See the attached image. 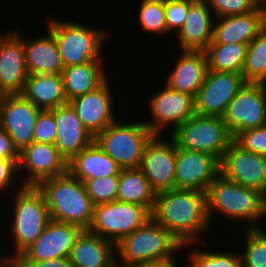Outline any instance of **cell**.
Instances as JSON below:
<instances>
[{
	"label": "cell",
	"instance_id": "obj_1",
	"mask_svg": "<svg viewBox=\"0 0 266 267\" xmlns=\"http://www.w3.org/2000/svg\"><path fill=\"white\" fill-rule=\"evenodd\" d=\"M151 214L183 244V252L188 247L199 246L205 240H201L202 236H208L206 234L212 230L205 192L179 188L158 192Z\"/></svg>",
	"mask_w": 266,
	"mask_h": 267
},
{
	"label": "cell",
	"instance_id": "obj_2",
	"mask_svg": "<svg viewBox=\"0 0 266 267\" xmlns=\"http://www.w3.org/2000/svg\"><path fill=\"white\" fill-rule=\"evenodd\" d=\"M11 197V198H10ZM14 197V198H13ZM11 201H7L9 212H11L8 238L11 241H6L4 244L11 245L12 250L10 255L7 253L1 254L3 260L10 265L29 245H31L43 232L45 226L51 220L48 207L42 192L37 186H22L20 189L12 193L9 197ZM14 246V247H13ZM14 248V249H13Z\"/></svg>",
	"mask_w": 266,
	"mask_h": 267
},
{
	"label": "cell",
	"instance_id": "obj_3",
	"mask_svg": "<svg viewBox=\"0 0 266 267\" xmlns=\"http://www.w3.org/2000/svg\"><path fill=\"white\" fill-rule=\"evenodd\" d=\"M207 215L211 220L219 213L228 221L245 224L246 229L262 228L259 219H266V197L219 174L206 191ZM212 222V223H211Z\"/></svg>",
	"mask_w": 266,
	"mask_h": 267
},
{
	"label": "cell",
	"instance_id": "obj_4",
	"mask_svg": "<svg viewBox=\"0 0 266 267\" xmlns=\"http://www.w3.org/2000/svg\"><path fill=\"white\" fill-rule=\"evenodd\" d=\"M182 243L153 218L115 244L117 267H141L172 259ZM176 255V256H175Z\"/></svg>",
	"mask_w": 266,
	"mask_h": 267
},
{
	"label": "cell",
	"instance_id": "obj_5",
	"mask_svg": "<svg viewBox=\"0 0 266 267\" xmlns=\"http://www.w3.org/2000/svg\"><path fill=\"white\" fill-rule=\"evenodd\" d=\"M37 188L44 195L50 218L88 230L94 215V203L84 183L69 171L41 181Z\"/></svg>",
	"mask_w": 266,
	"mask_h": 267
},
{
	"label": "cell",
	"instance_id": "obj_6",
	"mask_svg": "<svg viewBox=\"0 0 266 267\" xmlns=\"http://www.w3.org/2000/svg\"><path fill=\"white\" fill-rule=\"evenodd\" d=\"M47 29L54 35L64 67L104 61L102 51L110 31L88 27L76 21L47 18ZM104 44V45H103ZM103 58V59H102Z\"/></svg>",
	"mask_w": 266,
	"mask_h": 267
},
{
	"label": "cell",
	"instance_id": "obj_7",
	"mask_svg": "<svg viewBox=\"0 0 266 267\" xmlns=\"http://www.w3.org/2000/svg\"><path fill=\"white\" fill-rule=\"evenodd\" d=\"M124 121L118 119L110 124L94 141L121 169L139 168L144 148L154 134L143 119L142 122Z\"/></svg>",
	"mask_w": 266,
	"mask_h": 267
},
{
	"label": "cell",
	"instance_id": "obj_8",
	"mask_svg": "<svg viewBox=\"0 0 266 267\" xmlns=\"http://www.w3.org/2000/svg\"><path fill=\"white\" fill-rule=\"evenodd\" d=\"M168 136L177 148L207 153L221 160L233 141L221 117L194 114Z\"/></svg>",
	"mask_w": 266,
	"mask_h": 267
},
{
	"label": "cell",
	"instance_id": "obj_9",
	"mask_svg": "<svg viewBox=\"0 0 266 267\" xmlns=\"http://www.w3.org/2000/svg\"><path fill=\"white\" fill-rule=\"evenodd\" d=\"M152 218L143 206L114 201L95 205L90 232L117 243Z\"/></svg>",
	"mask_w": 266,
	"mask_h": 267
},
{
	"label": "cell",
	"instance_id": "obj_10",
	"mask_svg": "<svg viewBox=\"0 0 266 267\" xmlns=\"http://www.w3.org/2000/svg\"><path fill=\"white\" fill-rule=\"evenodd\" d=\"M222 119L233 139L242 131L266 125V84L246 82Z\"/></svg>",
	"mask_w": 266,
	"mask_h": 267
},
{
	"label": "cell",
	"instance_id": "obj_11",
	"mask_svg": "<svg viewBox=\"0 0 266 267\" xmlns=\"http://www.w3.org/2000/svg\"><path fill=\"white\" fill-rule=\"evenodd\" d=\"M163 85L164 87L150 95L149 101L147 100L150 111L148 116L152 118L143 122L154 135L165 136L167 128L172 132L195 114V103L192 96Z\"/></svg>",
	"mask_w": 266,
	"mask_h": 267
},
{
	"label": "cell",
	"instance_id": "obj_12",
	"mask_svg": "<svg viewBox=\"0 0 266 267\" xmlns=\"http://www.w3.org/2000/svg\"><path fill=\"white\" fill-rule=\"evenodd\" d=\"M163 136L154 135L150 139L139 165V169L156 193L175 188L177 147L167 133L165 138Z\"/></svg>",
	"mask_w": 266,
	"mask_h": 267
},
{
	"label": "cell",
	"instance_id": "obj_13",
	"mask_svg": "<svg viewBox=\"0 0 266 267\" xmlns=\"http://www.w3.org/2000/svg\"><path fill=\"white\" fill-rule=\"evenodd\" d=\"M83 231L77 225L50 220L41 235L12 263H35L69 258L76 238Z\"/></svg>",
	"mask_w": 266,
	"mask_h": 267
},
{
	"label": "cell",
	"instance_id": "obj_14",
	"mask_svg": "<svg viewBox=\"0 0 266 267\" xmlns=\"http://www.w3.org/2000/svg\"><path fill=\"white\" fill-rule=\"evenodd\" d=\"M40 108L22 94L0 95V128L20 153L34 142V127Z\"/></svg>",
	"mask_w": 266,
	"mask_h": 267
},
{
	"label": "cell",
	"instance_id": "obj_15",
	"mask_svg": "<svg viewBox=\"0 0 266 267\" xmlns=\"http://www.w3.org/2000/svg\"><path fill=\"white\" fill-rule=\"evenodd\" d=\"M245 83L241 73L208 70L194 99L195 114L222 118L229 102Z\"/></svg>",
	"mask_w": 266,
	"mask_h": 267
},
{
	"label": "cell",
	"instance_id": "obj_16",
	"mask_svg": "<svg viewBox=\"0 0 266 267\" xmlns=\"http://www.w3.org/2000/svg\"><path fill=\"white\" fill-rule=\"evenodd\" d=\"M67 172L68 162L55 145L33 142L19 153L18 175L23 186H37Z\"/></svg>",
	"mask_w": 266,
	"mask_h": 267
},
{
	"label": "cell",
	"instance_id": "obj_17",
	"mask_svg": "<svg viewBox=\"0 0 266 267\" xmlns=\"http://www.w3.org/2000/svg\"><path fill=\"white\" fill-rule=\"evenodd\" d=\"M220 174L266 197V157L244 150L234 140L220 160Z\"/></svg>",
	"mask_w": 266,
	"mask_h": 267
},
{
	"label": "cell",
	"instance_id": "obj_18",
	"mask_svg": "<svg viewBox=\"0 0 266 267\" xmlns=\"http://www.w3.org/2000/svg\"><path fill=\"white\" fill-rule=\"evenodd\" d=\"M28 70L21 32L14 29L0 33V95L21 94Z\"/></svg>",
	"mask_w": 266,
	"mask_h": 267
},
{
	"label": "cell",
	"instance_id": "obj_19",
	"mask_svg": "<svg viewBox=\"0 0 266 267\" xmlns=\"http://www.w3.org/2000/svg\"><path fill=\"white\" fill-rule=\"evenodd\" d=\"M109 81L107 78L95 90L68 102L82 121L83 126L94 137L118 120L114 110L115 100L112 96L114 94Z\"/></svg>",
	"mask_w": 266,
	"mask_h": 267
},
{
	"label": "cell",
	"instance_id": "obj_20",
	"mask_svg": "<svg viewBox=\"0 0 266 267\" xmlns=\"http://www.w3.org/2000/svg\"><path fill=\"white\" fill-rule=\"evenodd\" d=\"M175 188L205 192L220 174V160L207 153L177 148Z\"/></svg>",
	"mask_w": 266,
	"mask_h": 267
},
{
	"label": "cell",
	"instance_id": "obj_21",
	"mask_svg": "<svg viewBox=\"0 0 266 267\" xmlns=\"http://www.w3.org/2000/svg\"><path fill=\"white\" fill-rule=\"evenodd\" d=\"M265 26L266 12L257 8L245 14L215 17L210 43L248 45Z\"/></svg>",
	"mask_w": 266,
	"mask_h": 267
},
{
	"label": "cell",
	"instance_id": "obj_22",
	"mask_svg": "<svg viewBox=\"0 0 266 267\" xmlns=\"http://www.w3.org/2000/svg\"><path fill=\"white\" fill-rule=\"evenodd\" d=\"M57 125L55 147L69 163L94 142V136L83 126L73 107L67 103L53 109Z\"/></svg>",
	"mask_w": 266,
	"mask_h": 267
},
{
	"label": "cell",
	"instance_id": "obj_23",
	"mask_svg": "<svg viewBox=\"0 0 266 267\" xmlns=\"http://www.w3.org/2000/svg\"><path fill=\"white\" fill-rule=\"evenodd\" d=\"M214 15L206 0H193L186 20L177 33L181 50L203 51L212 41Z\"/></svg>",
	"mask_w": 266,
	"mask_h": 267
},
{
	"label": "cell",
	"instance_id": "obj_24",
	"mask_svg": "<svg viewBox=\"0 0 266 267\" xmlns=\"http://www.w3.org/2000/svg\"><path fill=\"white\" fill-rule=\"evenodd\" d=\"M175 67L165 79L170 89L188 94L194 99L202 86L207 71V59L204 51L181 50Z\"/></svg>",
	"mask_w": 266,
	"mask_h": 267
},
{
	"label": "cell",
	"instance_id": "obj_25",
	"mask_svg": "<svg viewBox=\"0 0 266 267\" xmlns=\"http://www.w3.org/2000/svg\"><path fill=\"white\" fill-rule=\"evenodd\" d=\"M69 261L72 267H117L115 243L83 230L75 240Z\"/></svg>",
	"mask_w": 266,
	"mask_h": 267
},
{
	"label": "cell",
	"instance_id": "obj_26",
	"mask_svg": "<svg viewBox=\"0 0 266 267\" xmlns=\"http://www.w3.org/2000/svg\"><path fill=\"white\" fill-rule=\"evenodd\" d=\"M47 34L24 38V54L28 74L61 75L64 65L54 35L46 28Z\"/></svg>",
	"mask_w": 266,
	"mask_h": 267
},
{
	"label": "cell",
	"instance_id": "obj_27",
	"mask_svg": "<svg viewBox=\"0 0 266 267\" xmlns=\"http://www.w3.org/2000/svg\"><path fill=\"white\" fill-rule=\"evenodd\" d=\"M121 168L95 141L78 153L69 163L68 171L81 182L119 175Z\"/></svg>",
	"mask_w": 266,
	"mask_h": 267
},
{
	"label": "cell",
	"instance_id": "obj_28",
	"mask_svg": "<svg viewBox=\"0 0 266 267\" xmlns=\"http://www.w3.org/2000/svg\"><path fill=\"white\" fill-rule=\"evenodd\" d=\"M21 94L41 110L68 103L62 77L56 74H29Z\"/></svg>",
	"mask_w": 266,
	"mask_h": 267
},
{
	"label": "cell",
	"instance_id": "obj_29",
	"mask_svg": "<svg viewBox=\"0 0 266 267\" xmlns=\"http://www.w3.org/2000/svg\"><path fill=\"white\" fill-rule=\"evenodd\" d=\"M103 61L64 67L61 77L67 101L95 90L109 76Z\"/></svg>",
	"mask_w": 266,
	"mask_h": 267
},
{
	"label": "cell",
	"instance_id": "obj_30",
	"mask_svg": "<svg viewBox=\"0 0 266 267\" xmlns=\"http://www.w3.org/2000/svg\"><path fill=\"white\" fill-rule=\"evenodd\" d=\"M155 198L156 192L139 168L120 170L117 201L146 207L152 213Z\"/></svg>",
	"mask_w": 266,
	"mask_h": 267
},
{
	"label": "cell",
	"instance_id": "obj_31",
	"mask_svg": "<svg viewBox=\"0 0 266 267\" xmlns=\"http://www.w3.org/2000/svg\"><path fill=\"white\" fill-rule=\"evenodd\" d=\"M248 45L209 43L203 50L208 70L242 73Z\"/></svg>",
	"mask_w": 266,
	"mask_h": 267
},
{
	"label": "cell",
	"instance_id": "obj_32",
	"mask_svg": "<svg viewBox=\"0 0 266 267\" xmlns=\"http://www.w3.org/2000/svg\"><path fill=\"white\" fill-rule=\"evenodd\" d=\"M241 74L246 82L266 84V26L248 44Z\"/></svg>",
	"mask_w": 266,
	"mask_h": 267
},
{
	"label": "cell",
	"instance_id": "obj_33",
	"mask_svg": "<svg viewBox=\"0 0 266 267\" xmlns=\"http://www.w3.org/2000/svg\"><path fill=\"white\" fill-rule=\"evenodd\" d=\"M137 20L141 30L156 36L167 35L165 0H141Z\"/></svg>",
	"mask_w": 266,
	"mask_h": 267
},
{
	"label": "cell",
	"instance_id": "obj_34",
	"mask_svg": "<svg viewBox=\"0 0 266 267\" xmlns=\"http://www.w3.org/2000/svg\"><path fill=\"white\" fill-rule=\"evenodd\" d=\"M243 231L246 241L240 253L242 267H266V229L244 228Z\"/></svg>",
	"mask_w": 266,
	"mask_h": 267
},
{
	"label": "cell",
	"instance_id": "obj_35",
	"mask_svg": "<svg viewBox=\"0 0 266 267\" xmlns=\"http://www.w3.org/2000/svg\"><path fill=\"white\" fill-rule=\"evenodd\" d=\"M204 246L203 250L200 248L193 249L190 253H187L185 259L189 260L188 267H242V260L239 252H230L223 250L209 251ZM189 255V256H188Z\"/></svg>",
	"mask_w": 266,
	"mask_h": 267
},
{
	"label": "cell",
	"instance_id": "obj_36",
	"mask_svg": "<svg viewBox=\"0 0 266 267\" xmlns=\"http://www.w3.org/2000/svg\"><path fill=\"white\" fill-rule=\"evenodd\" d=\"M119 175L99 179H89L84 182L87 194L94 205L116 201Z\"/></svg>",
	"mask_w": 266,
	"mask_h": 267
},
{
	"label": "cell",
	"instance_id": "obj_37",
	"mask_svg": "<svg viewBox=\"0 0 266 267\" xmlns=\"http://www.w3.org/2000/svg\"><path fill=\"white\" fill-rule=\"evenodd\" d=\"M57 125L51 110H40L34 127V142L55 144Z\"/></svg>",
	"mask_w": 266,
	"mask_h": 267
},
{
	"label": "cell",
	"instance_id": "obj_38",
	"mask_svg": "<svg viewBox=\"0 0 266 267\" xmlns=\"http://www.w3.org/2000/svg\"><path fill=\"white\" fill-rule=\"evenodd\" d=\"M18 162L19 160H6L0 158V197H3L0 199L1 201L3 200V204H6L4 203V195H6L7 198L11 195V193H14L23 186L22 184H20V180H18ZM5 191L7 193H5Z\"/></svg>",
	"mask_w": 266,
	"mask_h": 267
},
{
	"label": "cell",
	"instance_id": "obj_39",
	"mask_svg": "<svg viewBox=\"0 0 266 267\" xmlns=\"http://www.w3.org/2000/svg\"><path fill=\"white\" fill-rule=\"evenodd\" d=\"M233 140L244 150L266 157V125L242 131Z\"/></svg>",
	"mask_w": 266,
	"mask_h": 267
},
{
	"label": "cell",
	"instance_id": "obj_40",
	"mask_svg": "<svg viewBox=\"0 0 266 267\" xmlns=\"http://www.w3.org/2000/svg\"><path fill=\"white\" fill-rule=\"evenodd\" d=\"M193 0H165L167 33L177 34L186 20L189 5ZM173 31V32H172Z\"/></svg>",
	"mask_w": 266,
	"mask_h": 267
},
{
	"label": "cell",
	"instance_id": "obj_41",
	"mask_svg": "<svg viewBox=\"0 0 266 267\" xmlns=\"http://www.w3.org/2000/svg\"><path fill=\"white\" fill-rule=\"evenodd\" d=\"M214 17L245 14L256 9L251 0H206Z\"/></svg>",
	"mask_w": 266,
	"mask_h": 267
},
{
	"label": "cell",
	"instance_id": "obj_42",
	"mask_svg": "<svg viewBox=\"0 0 266 267\" xmlns=\"http://www.w3.org/2000/svg\"><path fill=\"white\" fill-rule=\"evenodd\" d=\"M0 158L6 160H19V152L15 148L8 133L0 128Z\"/></svg>",
	"mask_w": 266,
	"mask_h": 267
},
{
	"label": "cell",
	"instance_id": "obj_43",
	"mask_svg": "<svg viewBox=\"0 0 266 267\" xmlns=\"http://www.w3.org/2000/svg\"><path fill=\"white\" fill-rule=\"evenodd\" d=\"M9 267H72L69 258H57L35 263H11Z\"/></svg>",
	"mask_w": 266,
	"mask_h": 267
},
{
	"label": "cell",
	"instance_id": "obj_44",
	"mask_svg": "<svg viewBox=\"0 0 266 267\" xmlns=\"http://www.w3.org/2000/svg\"><path fill=\"white\" fill-rule=\"evenodd\" d=\"M179 261L177 259V257H174L172 259H168V260H164V261H159V262H152L149 264H146L144 266L141 267H181V265L179 266L177 263Z\"/></svg>",
	"mask_w": 266,
	"mask_h": 267
},
{
	"label": "cell",
	"instance_id": "obj_45",
	"mask_svg": "<svg viewBox=\"0 0 266 267\" xmlns=\"http://www.w3.org/2000/svg\"><path fill=\"white\" fill-rule=\"evenodd\" d=\"M251 1L257 9L266 12V0H251Z\"/></svg>",
	"mask_w": 266,
	"mask_h": 267
},
{
	"label": "cell",
	"instance_id": "obj_46",
	"mask_svg": "<svg viewBox=\"0 0 266 267\" xmlns=\"http://www.w3.org/2000/svg\"><path fill=\"white\" fill-rule=\"evenodd\" d=\"M0 247H2L1 243H0ZM0 250H1V248H0ZM0 267H9V265L3 260V258L1 256H0Z\"/></svg>",
	"mask_w": 266,
	"mask_h": 267
}]
</instances>
